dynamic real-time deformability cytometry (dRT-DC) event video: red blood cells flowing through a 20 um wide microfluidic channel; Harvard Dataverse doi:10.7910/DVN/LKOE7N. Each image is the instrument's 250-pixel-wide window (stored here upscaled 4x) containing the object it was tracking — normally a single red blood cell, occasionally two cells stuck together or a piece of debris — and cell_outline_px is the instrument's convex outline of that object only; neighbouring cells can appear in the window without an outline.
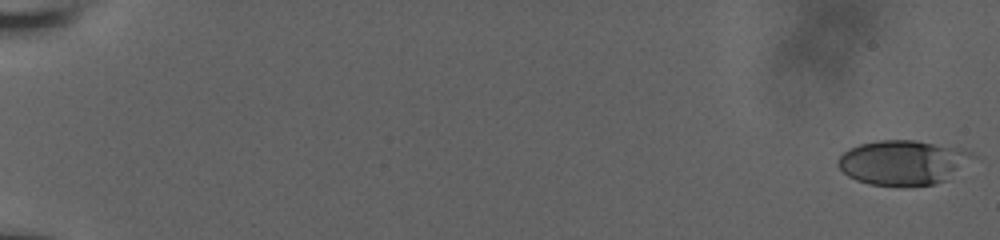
{"species": "human", "species_latin": "Homo sapiens", "temperature_condition": "room temperature", "stored_images_in_passage": 58, "camera_frame_rate_fps": 3000, "um_per_image_px": 0.085, "donor": {"sex": "male"}, "frame": {"image": 1, "passage_image": 1, "time_ms": 0.0, "image_size_px": [1000, 240], "cell_outline_px": [[976, 156], [944, 180], [932, 184], [868, 184], [856, 180], [848, 176], [836, 164], [836, 160], [848, 148], [860, 144], [876, 140], [916, 140], [964, 148], [972, 152]], "centroid_in_image_um": [76.71, 13.76], "position_along_channel_um": 8.3, "area_um2": 34.56}}
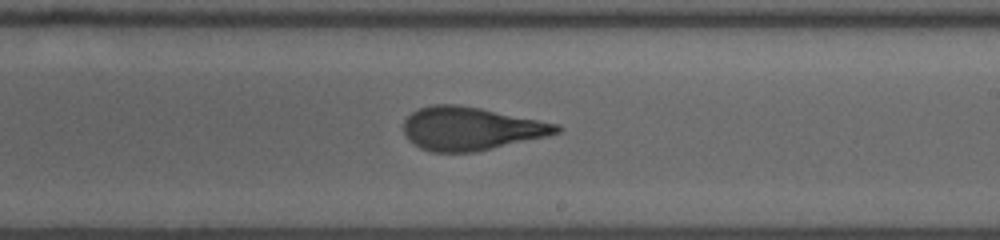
{"frame": {"image": 2, "passage_image": 37, "time_ms": 12.0, "image_size_px": [1000, 240], "cell_outline_px": [[560, 132], [548, 136], [476, 152], [432, 152], [420, 148], [408, 140], [404, 136], [404, 120], [412, 112], [420, 108], [432, 104], [456, 104], [480, 108], [560, 124]], "centroid_in_image_um": [40.01, 10.93], "position_along_channel_um": 249.0, "area_um2": 38.61}}
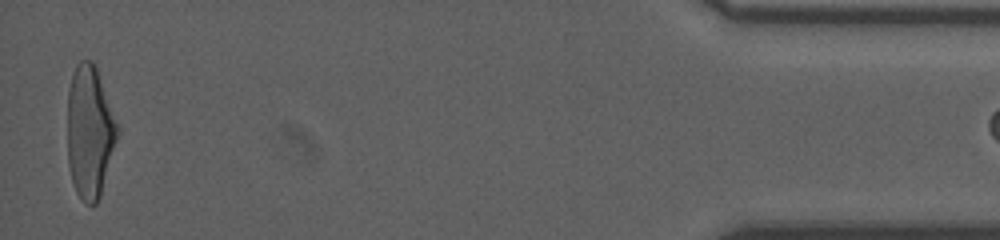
{"frame": {"image": 3, "passage_image": 57, "time_ms": 18.667, "image_size_px": [1000, 240], "cell_outline_px": [[120, 132], [100, 196], [96, 204], [84, 204], [76, 192], [72, 180], [68, 164], [68, 88], [72, 72], [76, 64], [80, 60], [92, 60], [96, 64], [120, 124]], "centroid_in_image_um": [7.66, 11.15], "position_along_channel_um": 427.5, "area_um2": 39.59}}